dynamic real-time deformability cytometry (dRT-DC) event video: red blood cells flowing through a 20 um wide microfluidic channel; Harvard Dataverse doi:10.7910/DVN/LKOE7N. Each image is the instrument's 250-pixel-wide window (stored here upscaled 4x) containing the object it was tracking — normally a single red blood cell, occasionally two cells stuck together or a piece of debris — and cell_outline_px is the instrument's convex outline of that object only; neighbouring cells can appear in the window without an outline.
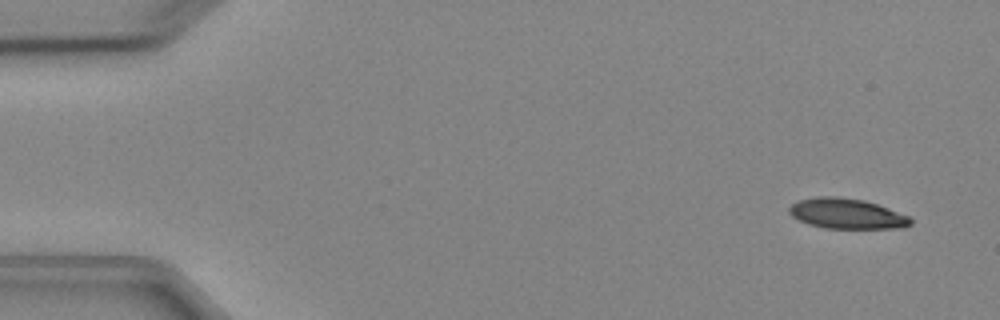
{"species": "Egyptian fruit bat (a non-hibernating species)", "species_latin": "Rousettus aegyptiacus", "temperature_condition": "cold", "stored_images_in_passage": 4, "camera_frame_rate_fps": 3000, "um_per_image_px": 0.085, "animal": {"sex": "female"}, "frame": {"image": 1, "passage_image": 1, "time_ms": 0.0, "image_size_px": [1000, 320], "cell_outline_px": [[912, 224], [896, 228], [824, 228], [808, 224], [792, 216], [788, 212], [788, 208], [792, 204], [800, 200], [820, 196], [836, 196], [864, 200], [912, 216]], "centroid_in_image_um": [71.99, 18.16], "position_along_channel_um": 13.0, "area_um2": 21.39}}